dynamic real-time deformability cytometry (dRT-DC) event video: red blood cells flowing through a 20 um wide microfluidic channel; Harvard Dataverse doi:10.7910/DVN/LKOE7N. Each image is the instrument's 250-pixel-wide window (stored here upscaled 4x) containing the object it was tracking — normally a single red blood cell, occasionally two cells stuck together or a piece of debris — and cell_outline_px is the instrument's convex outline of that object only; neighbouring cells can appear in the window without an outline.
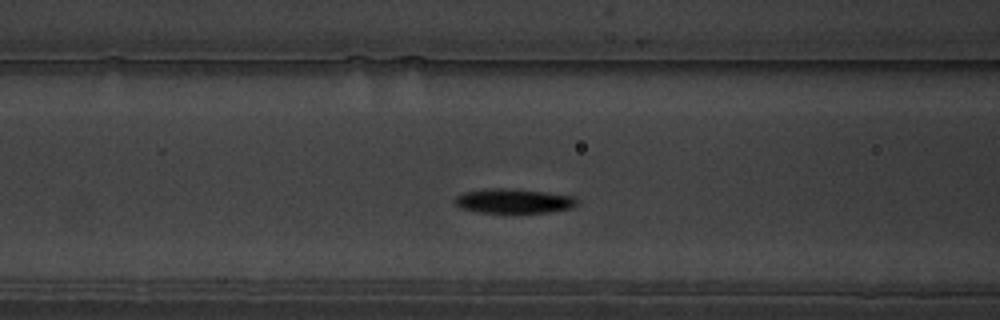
{"species": "common noctule bat (a hibernating species)", "species_latin": "Nyctalus noctula", "temperature_condition": "warm", "stored_images_in_passage": 40, "camera_frame_rate_fps": 3000, "um_per_image_px": 0.085, "animal": {"sex": "male", "body_mass_g": 19.5, "forearm_length_mm": 54.6}, "frame": {"image": 1, "passage_image": 6, "time_ms": 1.667, "image_size_px": [1000, 320], "cell_outline_px": [[576, 204], [572, 208], [548, 212], [476, 212], [460, 208], [452, 200], [456, 196], [464, 192], [484, 188], [512, 188], [548, 192], [572, 196], [576, 200]], "centroid_in_image_um": [43.6, 17.07], "position_along_channel_um": 123.0, "area_um2": 17.51}}
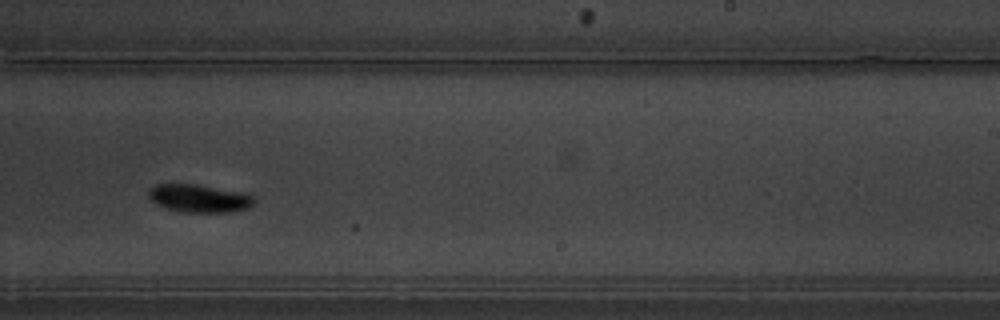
{"frame": {"image": 2, "passage_image": 19, "time_ms": 6.0, "image_size_px": [1000, 320], "cell_outline_px": [[256, 200], [248, 208], [232, 212], [184, 212], [168, 208], [156, 204], [148, 196], [148, 192], [156, 184], [196, 184], [236, 192], [252, 196]], "centroid_in_image_um": [16.9, 16.87], "position_along_channel_um": 272.1, "area_um2": 16.76}}
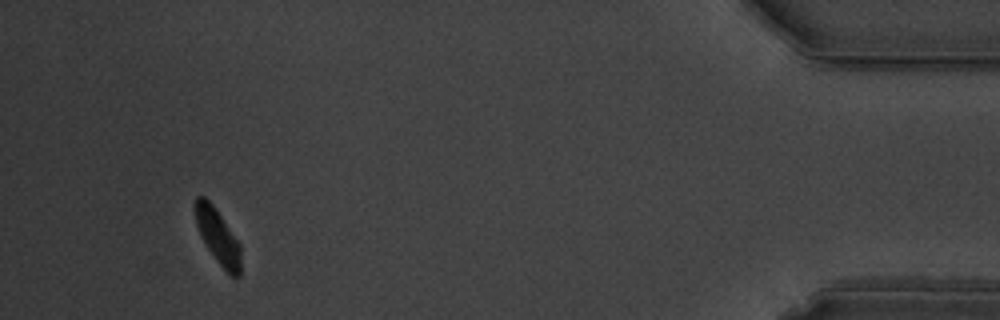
{"frame": {"image": 3, "passage_image": 37, "time_ms": 12.0, "image_size_px": [1000, 320], "cell_outline_px": [[240, 276], [228, 276], [208, 248], [196, 224], [196, 196], [204, 196], [216, 208], [240, 244]], "centroid_in_image_um": [18.55, 20.12], "position_along_channel_um": 416.7, "area_um2": 14.22}, "authors_computed_cell_mechanics": {"area_um2": 16.9354, "velocity_mm_per_s": 3.4543, "shape_relaxation_time_tau1_ms": 2.354, "shape_relaxation_time_tau2_ms": null, "deformation_change_tau1": 0.1582, "deformation_change_tau2": null}}